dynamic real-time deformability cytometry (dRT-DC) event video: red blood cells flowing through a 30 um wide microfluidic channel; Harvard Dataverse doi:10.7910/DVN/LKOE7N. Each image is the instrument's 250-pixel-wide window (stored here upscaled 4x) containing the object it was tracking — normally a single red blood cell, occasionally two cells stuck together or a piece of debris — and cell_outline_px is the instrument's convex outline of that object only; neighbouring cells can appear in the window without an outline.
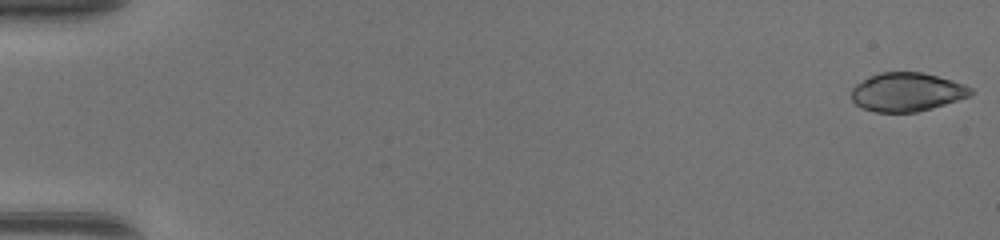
{"species": "common noctule bat (a hibernating species)", "species_latin": "Nyctalus noctula", "temperature_condition": "warm", "stored_images_in_passage": 48, "camera_frame_rate_fps": 3000, "um_per_image_px": 0.085, "animal": {"sex": "female", "body_mass_g": 17.0, "forearm_length_mm": 48.0}, "frame": {"image": 1, "passage_image": 1, "time_ms": 0.0, "image_size_px": [1000, 240], "cell_outline_px": [[976, 92], [972, 96], [932, 108], [916, 112], [876, 112], [864, 108], [856, 104], [852, 100], [852, 88], [856, 84], [880, 72], [920, 72], [952, 80], [964, 84], [972, 88]], "centroid_in_image_um": [77.14, 7.83], "position_along_channel_um": 7.9, "area_um2": 26.82}}
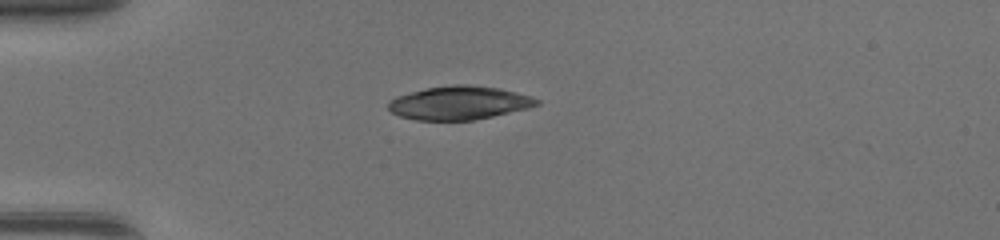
{"frame": {"image": 2, "passage_image": 14, "time_ms": 4.333, "image_size_px": [1000, 240], "cell_outline_px": [[540, 104], [528, 108], [492, 116], [472, 120], [416, 120], [400, 116], [392, 112], [388, 108], [388, 100], [396, 96], [424, 88], [452, 84], [468, 84], [500, 88], [532, 96], [540, 100]], "centroid_in_image_um": [39.02, 8.73], "position_along_channel_um": 46.0, "area_um2": 29.13}}
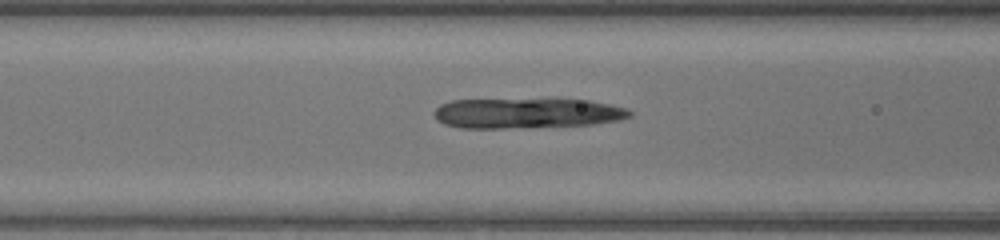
{"frame": {"image": 3, "passage_image": 21, "time_ms": 6.667, "image_size_px": [1000, 240], "cell_outline_px": [[632, 116], [620, 120], [592, 124], [504, 128], [460, 128], [444, 124], [436, 120], [432, 112], [440, 104], [452, 100], [588, 100], [612, 104], [628, 108], [632, 112]], "centroid_in_image_um": [44.77, 9.63], "position_along_channel_um": 121.8, "area_um2": 34.22}}